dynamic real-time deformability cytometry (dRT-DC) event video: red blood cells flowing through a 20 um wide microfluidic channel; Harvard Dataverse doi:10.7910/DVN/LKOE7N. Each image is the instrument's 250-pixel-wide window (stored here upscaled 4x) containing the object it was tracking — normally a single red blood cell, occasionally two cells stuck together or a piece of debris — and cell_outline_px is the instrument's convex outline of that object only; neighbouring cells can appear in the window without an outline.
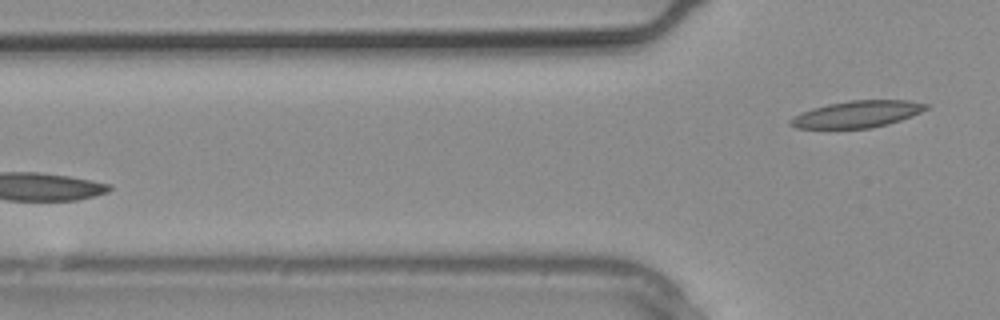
{"species": "common noctule bat (a hibernating species)", "species_latin": "Nyctalus noctula", "temperature_condition": "warm", "stored_images_in_passage": 3, "camera_frame_rate_fps": 3000, "um_per_image_px": 0.085, "animal": {"sex": "male", "body_mass_g": 20.4}, "frame": {"image": 1, "passage_image": 3, "time_ms": 0.667, "image_size_px": [1000, 320], "cell_outline_px": [[928, 108], [912, 116], [888, 124], [872, 128], [796, 128], [788, 124], [788, 120], [800, 112], [812, 108], [828, 104], [852, 100], [908, 100], [928, 104]], "centroid_in_image_um": [72.83, 9.7], "position_along_channel_um": 53.0, "area_um2": 21.15}}